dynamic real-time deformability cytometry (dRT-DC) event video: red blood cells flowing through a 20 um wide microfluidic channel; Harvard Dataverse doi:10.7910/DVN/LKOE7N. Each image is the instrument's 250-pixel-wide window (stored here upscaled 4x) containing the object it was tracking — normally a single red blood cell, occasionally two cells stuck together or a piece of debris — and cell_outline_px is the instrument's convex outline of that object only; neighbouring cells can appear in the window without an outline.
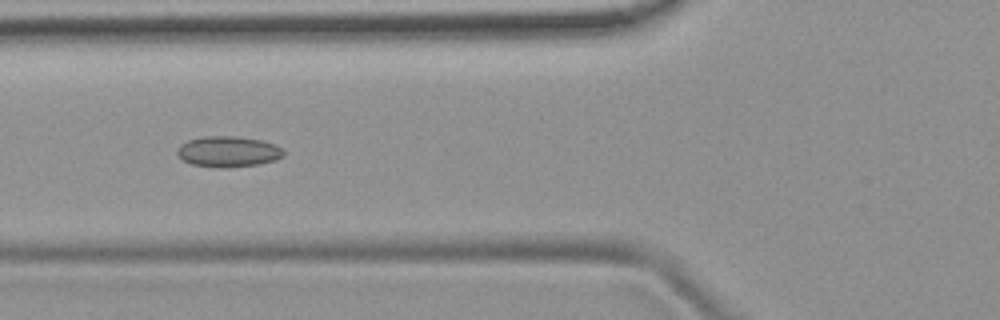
{"species": "common noctule bat (a hibernating species)", "species_latin": "Nyctalus noctula", "temperature_condition": "room temperature", "stored_images_in_passage": 6, "camera_frame_rate_fps": 3000, "um_per_image_px": 0.085, "animal": {"sex": "female", "body_mass_g": 19.9}, "frame": {"image": 1, "passage_image": 4, "time_ms": 3.333, "image_size_px": [1000, 320], "cell_outline_px": [[284, 156], [276, 160], [256, 164], [224, 168], [220, 168], [192, 164], [184, 160], [176, 152], [180, 144], [188, 140], [204, 136], [232, 136], [260, 140], [276, 144], [284, 152]], "centroid_in_image_um": [19.39, 12.88], "position_along_channel_um": 106.4, "area_um2": 18.9}}
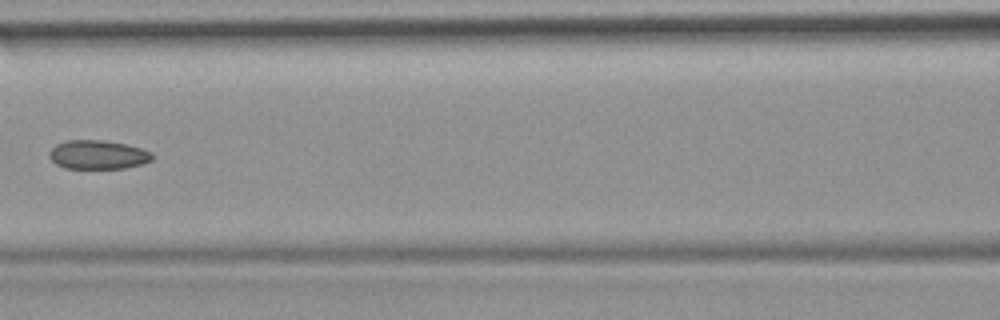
{"frame": {"image": 2, "passage_image": 5, "time_ms": 4.667, "image_size_px": [1000, 320], "cell_outline_px": [[152, 160], [144, 164], [124, 168], [64, 168], [56, 164], [48, 156], [48, 152], [56, 144], [64, 140], [104, 140], [124, 144], [140, 148], [152, 152]], "centroid_in_image_um": [8.3, 13.15], "position_along_channel_um": 158.3, "area_um2": 17.4}}
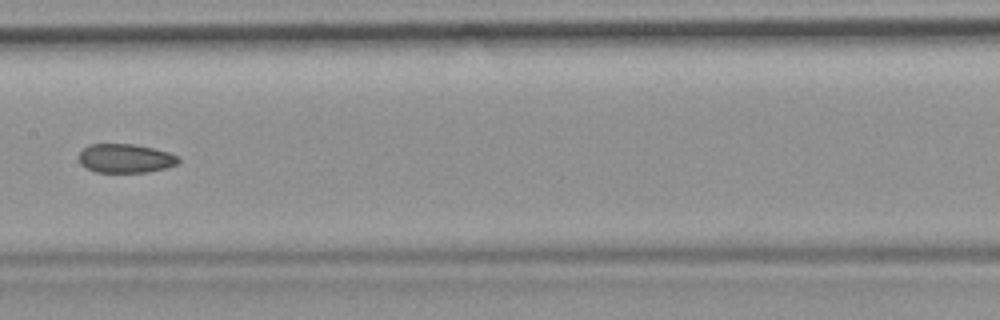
{"frame": {"image": 3, "passage_image": 6, "time_ms": 5.667, "image_size_px": [1000, 320], "cell_outline_px": [[180, 160], [176, 164], [164, 168], [148, 172], [96, 172], [84, 168], [80, 164], [80, 152], [88, 144], [136, 144], [168, 152], [180, 156]], "centroid_in_image_um": [10.65, 13.46], "position_along_channel_um": 196.7, "area_um2": 16.82}}